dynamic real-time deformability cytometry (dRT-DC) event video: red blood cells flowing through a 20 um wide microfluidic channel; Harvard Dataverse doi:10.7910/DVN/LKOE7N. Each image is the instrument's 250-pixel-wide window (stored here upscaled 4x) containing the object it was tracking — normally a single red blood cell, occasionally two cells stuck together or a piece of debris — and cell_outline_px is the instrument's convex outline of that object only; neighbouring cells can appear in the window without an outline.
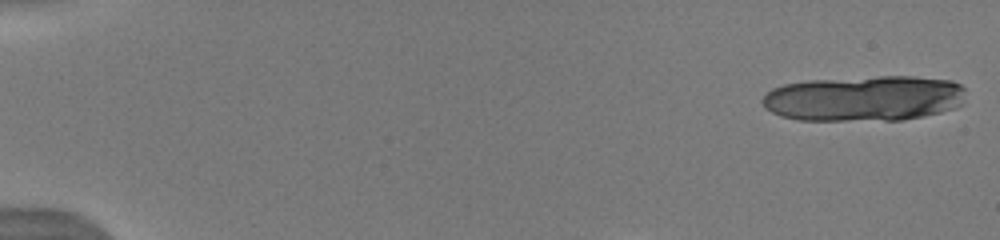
{"species": "human", "species_latin": "Homo sapiens", "temperature_condition": "warm", "stored_images_in_passage": 18, "camera_frame_rate_fps": 3000, "um_per_image_px": 0.085, "donor": {"sex": "male"}, "frame": {"image": 1, "passage_image": 1, "time_ms": 0.0, "image_size_px": [1000, 240], "cell_outline_px": [[964, 88], [960, 104], [956, 108], [940, 112], [904, 120], [796, 120], [780, 116], [764, 108], [760, 100], [772, 88], [784, 84], [808, 80], [880, 76], [916, 76], [952, 80], [960, 84]], "centroid_in_image_um": [73.42, 8.36], "position_along_channel_um": 11.6, "area_um2": 54.27}}
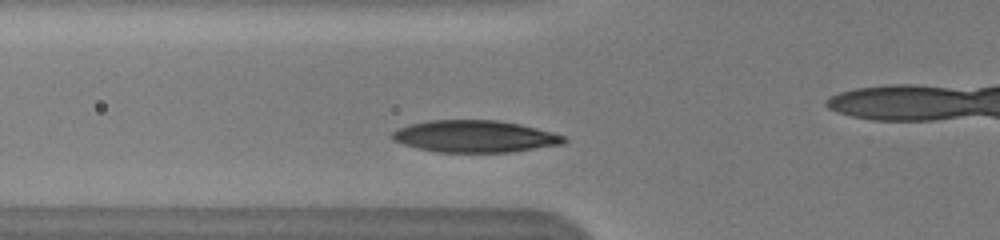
{"frame": {"image": 2, "passage_image": 16, "time_ms": 4.0, "image_size_px": [1000, 240], "cell_outline_px": [[568, 140], [564, 144], [512, 152], [436, 152], [404, 144], [392, 140], [392, 132], [408, 124], [428, 120], [496, 120], [520, 124], [552, 132], [564, 136]], "centroid_in_image_um": [40.38, 11.59], "position_along_channel_um": 85.4, "area_um2": 31.96}}